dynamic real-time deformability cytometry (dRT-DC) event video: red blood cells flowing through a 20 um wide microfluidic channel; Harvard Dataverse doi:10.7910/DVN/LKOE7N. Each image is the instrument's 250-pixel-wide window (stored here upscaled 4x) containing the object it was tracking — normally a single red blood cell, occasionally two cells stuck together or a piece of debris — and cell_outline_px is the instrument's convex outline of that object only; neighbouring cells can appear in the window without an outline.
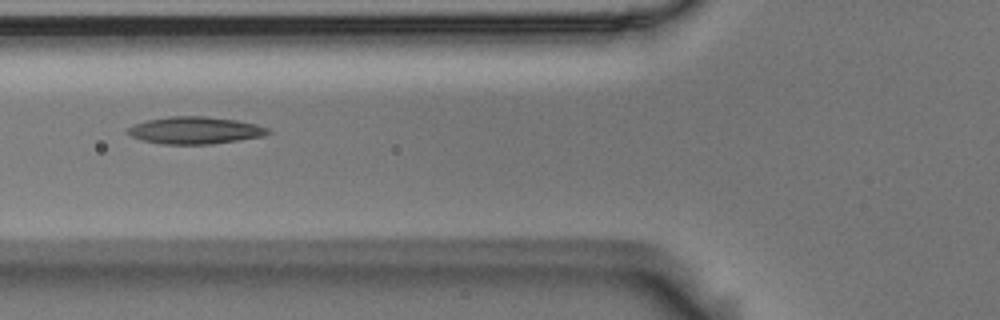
{"species": "Egyptian fruit bat (a non-hibernating species)", "species_latin": "Rousettus aegyptiacus", "temperature_condition": "room temperature", "stored_images_in_passage": 7, "camera_frame_rate_fps": 3000, "um_per_image_px": 0.085, "animal": {"sex": "male"}, "frame": {"image": 1, "passage_image": 5, "time_ms": 1.333, "image_size_px": [1000, 320], "cell_outline_px": [[272, 132], [264, 136], [240, 140], [212, 144], [160, 144], [144, 140], [132, 136], [124, 132], [124, 128], [148, 120], [168, 116], [204, 116], [236, 120], [256, 124], [268, 128]], "centroid_in_image_um": [16.58, 11.08], "position_along_channel_um": 109.2, "area_um2": 22.31}}